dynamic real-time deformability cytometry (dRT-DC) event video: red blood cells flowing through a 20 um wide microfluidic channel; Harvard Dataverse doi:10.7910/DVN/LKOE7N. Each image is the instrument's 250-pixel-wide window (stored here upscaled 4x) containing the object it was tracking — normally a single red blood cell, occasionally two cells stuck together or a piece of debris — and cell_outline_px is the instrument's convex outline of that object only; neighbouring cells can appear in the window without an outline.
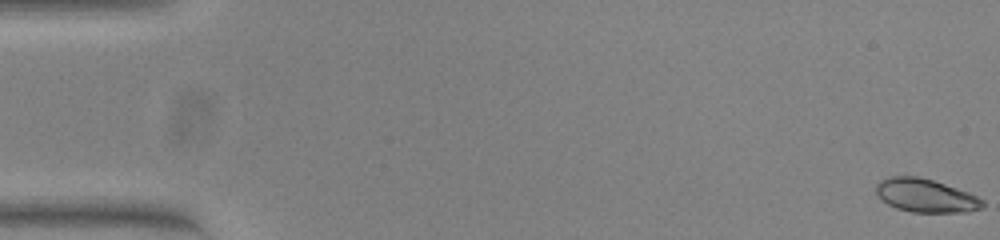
{"species": "common noctule bat (a hibernating species)", "species_latin": "Nyctalus noctula", "temperature_condition": "warm", "stored_images_in_passage": 15, "camera_frame_rate_fps": 3000, "um_per_image_px": 0.085, "animal": {"sex": "female", "body_mass_g": 23.0, "forearm_length_mm": 53.4}, "frame": {"image": 1, "passage_image": 1, "time_ms": 0.0, "image_size_px": [1000, 240], "cell_outline_px": [[984, 208], [968, 212], [912, 212], [896, 208], [888, 204], [876, 196], [876, 184], [880, 180], [892, 176], [916, 176], [932, 180], [968, 192], [984, 200]], "centroid_in_image_um": [78.67, 16.63], "position_along_channel_um": 6.3, "area_um2": 20.75}}
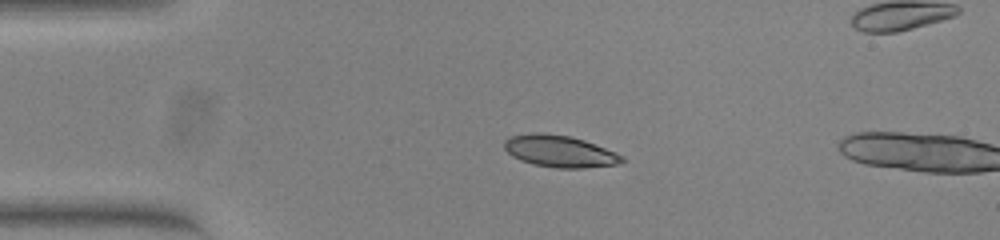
{"frame": {"image": 2, "passage_image": 13, "time_ms": 4.0, "image_size_px": [1000, 240], "cell_outline_px": [[624, 160], [620, 164], [584, 168], [556, 168], [532, 164], [520, 160], [512, 156], [504, 148], [504, 140], [508, 136], [532, 132], [540, 132], [568, 136], [584, 140], [616, 152], [624, 156]], "centroid_in_image_um": [47.55, 12.85], "position_along_channel_um": 37.4, "area_um2": 22.02}}